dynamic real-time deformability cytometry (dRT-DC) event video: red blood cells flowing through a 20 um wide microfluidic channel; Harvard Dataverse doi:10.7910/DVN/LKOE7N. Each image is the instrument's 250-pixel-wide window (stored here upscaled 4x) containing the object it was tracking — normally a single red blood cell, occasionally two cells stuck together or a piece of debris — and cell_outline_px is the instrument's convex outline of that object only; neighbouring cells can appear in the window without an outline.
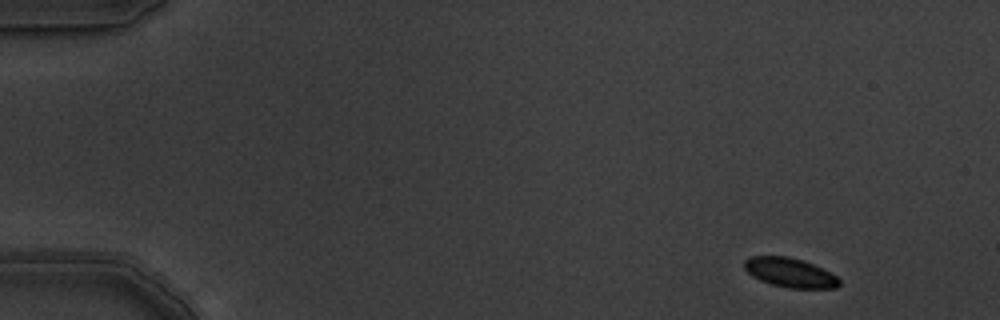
{"species": "common noctule bat (a hibernating species)", "species_latin": "Nyctalus noctula", "temperature_condition": "warm", "stored_images_in_passage": 4, "camera_frame_rate_fps": 3000, "um_per_image_px": 0.085, "animal": {"sex": "male", "body_mass_g": 19.5, "forearm_length_mm": 54.6}, "frame": {"image": 1, "passage_image": 1, "time_ms": 0.0, "image_size_px": [1000, 320], "cell_outline_px": [[840, 284], [836, 288], [788, 288], [772, 284], [760, 280], [752, 276], [744, 268], [744, 260], [748, 256], [788, 256], [804, 260], [836, 276], [840, 280]], "centroid_in_image_um": [67.11, 23.16], "position_along_channel_um": 17.9, "area_um2": 16.18}}